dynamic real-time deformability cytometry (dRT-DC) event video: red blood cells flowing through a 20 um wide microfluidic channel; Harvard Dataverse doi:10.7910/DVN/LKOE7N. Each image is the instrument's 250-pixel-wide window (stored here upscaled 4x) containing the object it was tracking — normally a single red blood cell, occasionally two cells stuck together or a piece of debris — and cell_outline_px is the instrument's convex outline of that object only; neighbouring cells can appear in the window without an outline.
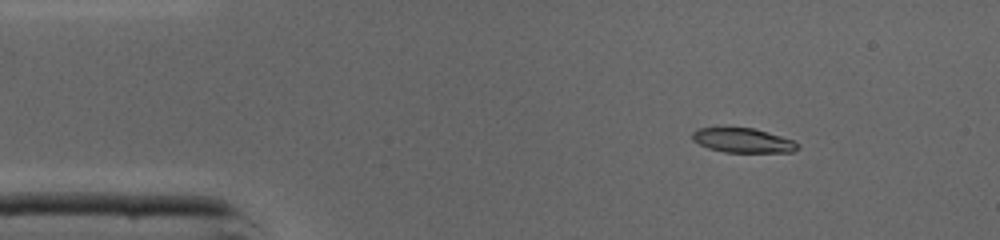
{"species": "common noctule bat (a hibernating species)", "species_latin": "Nyctalus noctula", "temperature_condition": "cold", "stored_images_in_passage": 41, "camera_frame_rate_fps": 3000, "um_per_image_px": 0.085, "animal": {"sex": "male", "body_mass_g": 19.0, "forearm_length_mm": 50.8}, "frame": {"image": 1, "passage_image": 1, "time_ms": 0.0, "image_size_px": [1000, 240], "cell_outline_px": [[800, 148], [792, 152], [724, 152], [708, 148], [692, 140], [692, 132], [696, 128], [752, 128], [780, 136], [792, 140], [800, 144]], "centroid_in_image_um": [63.14, 11.94], "position_along_channel_um": 21.9, "area_um2": 14.91}}
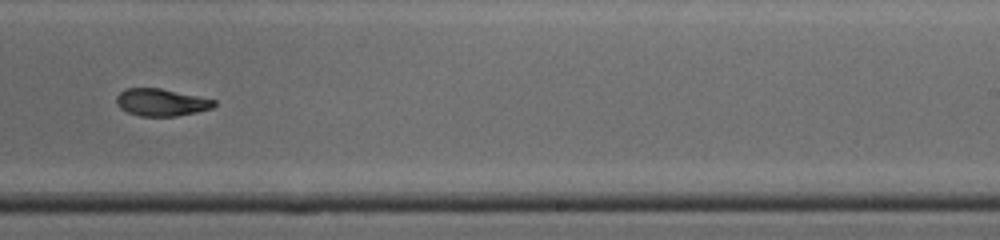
{"frame": {"image": 2, "passage_image": 23, "time_ms": 7.333, "image_size_px": [1000, 240], "cell_outline_px": [[216, 104], [212, 108], [196, 112], [176, 116], [140, 116], [128, 112], [120, 108], [116, 104], [116, 96], [120, 92], [128, 88], [160, 88], [216, 100]], "centroid_in_image_um": [13.69, 8.7], "position_along_channel_um": 275.3, "area_um2": 15.43}}
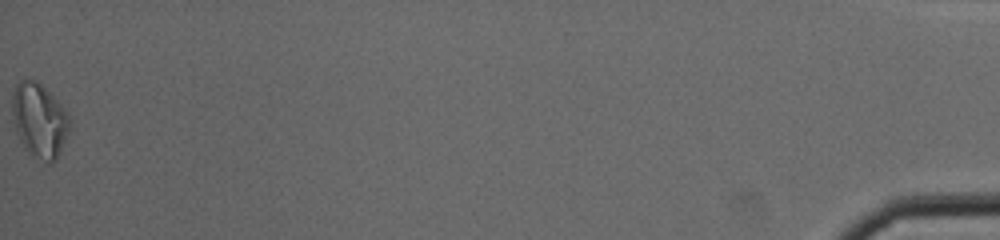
{"frame": {"image": 3, "passage_image": 41, "time_ms": 13.333, "image_size_px": [1000, 240], "cell_outline_px": [[72, 120], [68, 132], [60, 152], [56, 160], [52, 164], [28, 156], [16, 132], [12, 112], [12, 96], [16, 84], [20, 80], [36, 80], [68, 112]], "centroid_in_image_um": [3.35, 10.28], "position_along_channel_um": 431.9, "area_um2": 25.03}, "authors_computed_cell_mechanics": {"area_um2": 16.5308, "velocity_mm_per_s": 4.3618, "shape_relaxation_time_tau1_ms": 1.8009, "shape_relaxation_time_tau2_ms": 2.8947, "deformation_change_tau1": 0.1504, "deformation_change_tau2": 0.096}}